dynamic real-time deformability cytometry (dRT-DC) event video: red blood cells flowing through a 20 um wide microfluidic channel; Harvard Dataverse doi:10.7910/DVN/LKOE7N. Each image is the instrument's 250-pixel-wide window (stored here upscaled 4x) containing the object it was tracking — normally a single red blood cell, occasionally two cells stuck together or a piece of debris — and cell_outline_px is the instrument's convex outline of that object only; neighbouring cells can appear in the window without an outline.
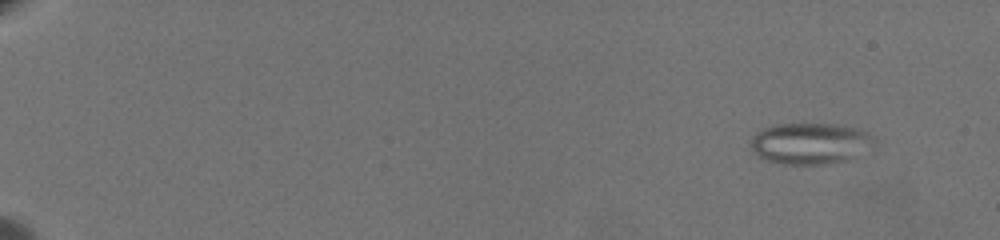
{"species": "common noctule bat (a hibernating species)", "species_latin": "Nyctalus noctula", "temperature_condition": "warm", "stored_images_in_passage": 67, "camera_frame_rate_fps": 3000, "um_per_image_px": 0.085, "animal": {"sex": "female", "body_mass_g": 19.5, "forearm_length_mm": 54.1}, "frame": {"image": 1, "passage_image": 7, "time_ms": 2.0, "image_size_px": [1000, 240], "cell_outline_px": [[876, 140], [848, 160], [824, 164], [784, 164], [768, 160], [756, 156], [752, 152], [748, 144], [752, 136], [756, 132], [764, 128], [776, 124], [836, 124], [860, 128], [868, 132]], "centroid_in_image_um": [68.78, 12.18], "position_along_channel_um": 16.2, "area_um2": 29.65}}
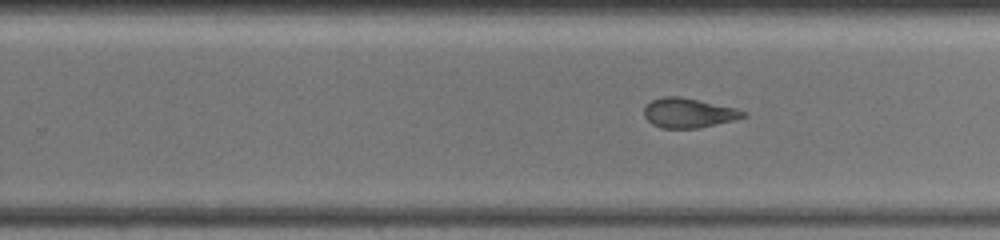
{"frame": {"image": 2, "passage_image": 46, "time_ms": 15.0, "image_size_px": [1000, 240], "cell_outline_px": [[748, 116], [700, 128], [660, 128], [652, 124], [644, 116], [644, 108], [652, 100], [664, 96], [680, 96], [736, 108], [748, 112]], "centroid_in_image_um": [58.53, 9.6], "position_along_channel_um": 271.3, "area_um2": 17.11}}
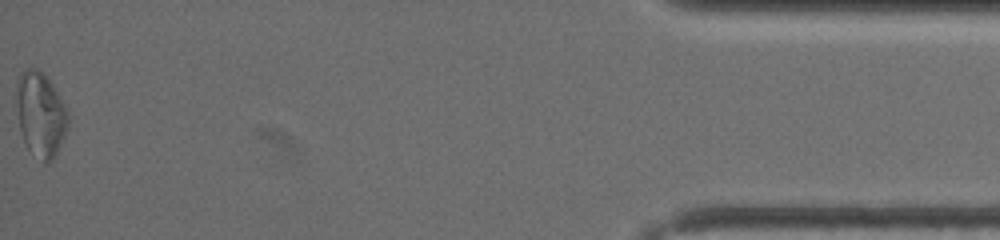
{"frame": {"image": 3, "passage_image": 67, "time_ms": 22.0, "image_size_px": [1000, 240], "cell_outline_px": [[68, 128], [52, 160], [44, 164], [24, 144], [20, 132], [16, 104], [16, 80], [20, 72], [28, 68], [36, 68], [52, 84], [68, 108]], "centroid_in_image_um": [3.43, 9.71], "position_along_channel_um": 431.8, "area_um2": 25.61}, "authors_computed_cell_mechanics": {"area_um2": 23.3512, "velocity_mm_per_s": 3.3902, "shape_relaxation_time_tau1_ms": null, "shape_relaxation_time_tau2_ms": 2.11, "deformation_change_tau1": null, "deformation_change_tau2": 0.0993}}